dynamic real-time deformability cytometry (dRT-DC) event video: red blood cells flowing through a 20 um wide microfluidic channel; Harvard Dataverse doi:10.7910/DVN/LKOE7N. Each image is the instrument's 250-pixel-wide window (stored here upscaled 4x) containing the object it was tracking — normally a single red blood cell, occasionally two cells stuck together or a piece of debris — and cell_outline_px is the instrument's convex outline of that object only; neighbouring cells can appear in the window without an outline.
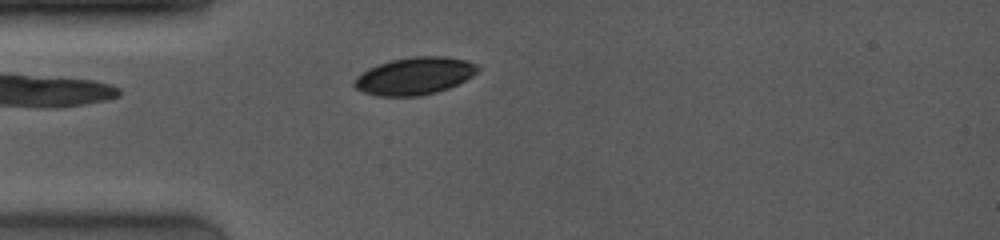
{"species": "common noctule bat (a hibernating species)", "species_latin": "Nyctalus noctula", "temperature_condition": "room temperature", "stored_images_in_passage": 10, "camera_frame_rate_fps": 4000, "um_per_image_px": 0.085, "animal": {"sex": "female", "body_mass_g": 19.0, "forearm_length_mm": 53.3}, "frame": {"image": 1, "passage_image": 5, "time_ms": 1.75, "image_size_px": [1000, 240], "cell_outline_px": [[480, 68], [472, 76], [448, 88], [436, 92], [420, 96], [376, 96], [364, 92], [356, 88], [352, 84], [352, 80], [356, 76], [368, 68], [392, 60], [412, 56], [444, 56], [464, 60], [480, 64]], "centroid_in_image_um": [35.22, 6.45], "position_along_channel_um": 49.8, "area_um2": 26.93}}